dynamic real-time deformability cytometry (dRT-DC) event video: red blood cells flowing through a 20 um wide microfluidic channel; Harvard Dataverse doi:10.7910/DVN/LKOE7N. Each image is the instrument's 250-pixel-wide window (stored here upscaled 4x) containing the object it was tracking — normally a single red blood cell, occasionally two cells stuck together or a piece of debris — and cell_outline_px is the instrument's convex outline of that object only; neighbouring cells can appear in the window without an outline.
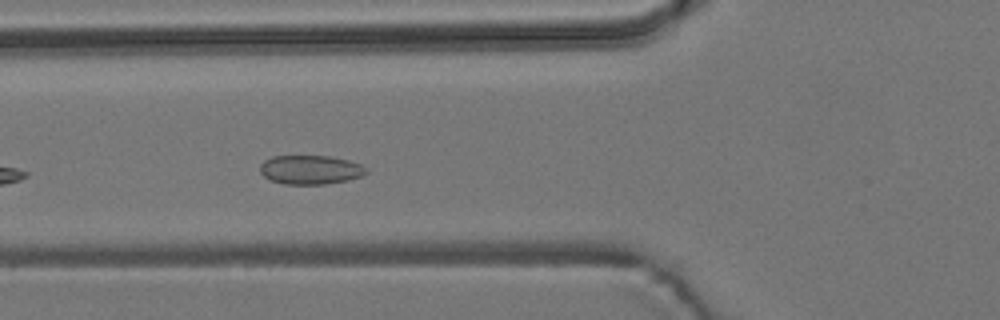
{"species": "common noctule bat (a hibernating species)", "species_latin": "Nyctalus noctula", "temperature_condition": "room temperature", "stored_images_in_passage": 4, "camera_frame_rate_fps": 3000, "um_per_image_px": 0.085, "animal": {"sex": "male", "body_mass_g": 19.2, "forearm_length_mm": 51.8}, "frame": {"image": 1, "passage_image": 4, "time_ms": 3.333, "image_size_px": [1000, 320], "cell_outline_px": [[368, 172], [360, 176], [348, 180], [324, 184], [284, 184], [272, 180], [264, 176], [260, 172], [260, 164], [264, 160], [272, 156], [328, 156], [348, 160], [360, 164], [368, 168]], "centroid_in_image_um": [26.38, 14.42], "position_along_channel_um": 99.4, "area_um2": 17.92}}